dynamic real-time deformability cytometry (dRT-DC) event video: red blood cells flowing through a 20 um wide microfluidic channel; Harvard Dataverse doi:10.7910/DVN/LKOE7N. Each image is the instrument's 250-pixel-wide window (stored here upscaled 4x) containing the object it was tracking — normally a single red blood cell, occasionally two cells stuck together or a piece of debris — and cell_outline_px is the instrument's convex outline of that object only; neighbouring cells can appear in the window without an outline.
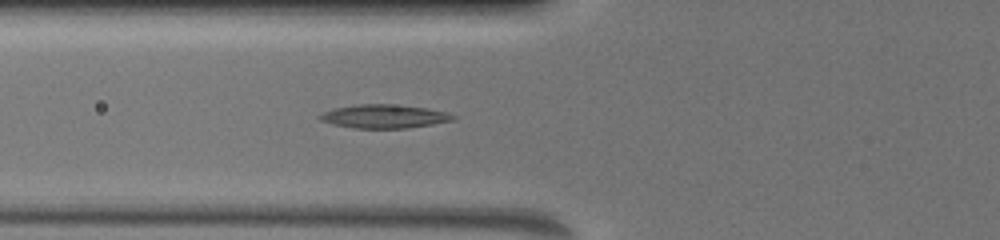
{"species": "common noctule bat (a hibernating species)", "species_latin": "Nyctalus noctula", "temperature_condition": "warm", "stored_images_in_passage": 11, "camera_frame_rate_fps": 3000, "um_per_image_px": 0.085, "animal": {"sex": "female", "body_mass_g": 19.5, "forearm_length_mm": 54.1}, "frame": {"image": 1, "passage_image": 2, "time_ms": 0.667, "image_size_px": [1000, 240], "cell_outline_px": [[456, 120], [408, 128], [356, 128], [332, 124], [320, 120], [316, 116], [324, 112], [336, 108], [360, 104], [388, 104], [424, 108], [444, 112], [456, 116]], "centroid_in_image_um": [32.63, 9.9], "position_along_channel_um": 93.2, "area_um2": 18.03}}
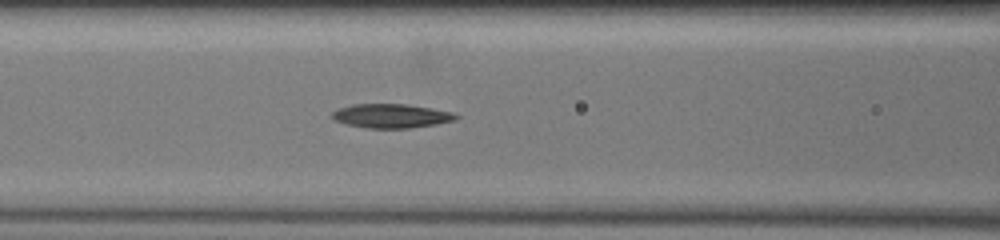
{"frame": {"image": 2, "passage_image": 4, "time_ms": 1.667, "image_size_px": [1000, 240], "cell_outline_px": [[460, 116], [456, 120], [436, 124], [408, 128], [368, 128], [348, 124], [336, 120], [332, 116], [332, 112], [340, 108], [352, 104], [404, 104], [452, 112]], "centroid_in_image_um": [33.28, 9.85], "position_along_channel_um": 133.3, "area_um2": 17.05}}
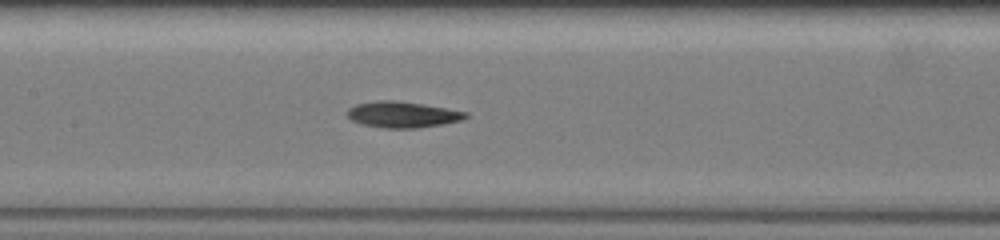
{"frame": {"image": 3, "passage_image": 9, "time_ms": 2.667, "image_size_px": [1000, 240], "cell_outline_px": [[468, 116], [460, 120], [440, 124], [416, 128], [384, 128], [364, 124], [352, 120], [348, 116], [348, 108], [356, 104], [376, 100], [392, 100], [420, 104], [468, 112]], "centroid_in_image_um": [34.18, 9.73], "position_along_channel_um": 173.2, "area_um2": 17.57}}